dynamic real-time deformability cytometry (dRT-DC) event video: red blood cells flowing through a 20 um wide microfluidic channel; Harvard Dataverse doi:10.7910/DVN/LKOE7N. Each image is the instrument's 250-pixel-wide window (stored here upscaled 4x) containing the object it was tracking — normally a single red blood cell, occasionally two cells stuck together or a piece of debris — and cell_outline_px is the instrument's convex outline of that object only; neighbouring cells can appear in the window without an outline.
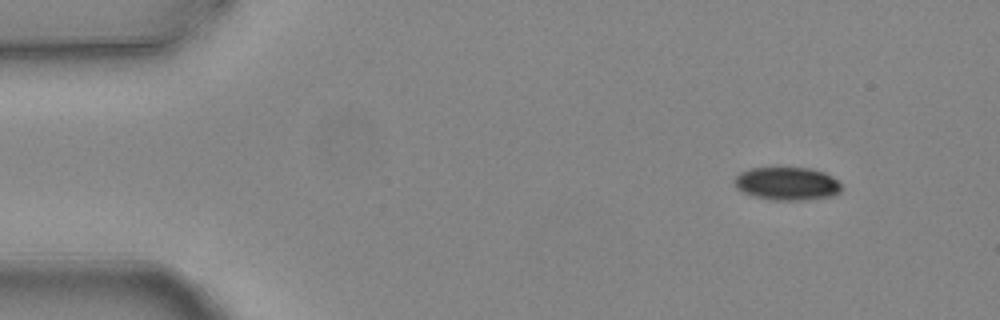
{"species": "common noctule bat (a hibernating species)", "species_latin": "Nyctalus noctula", "temperature_condition": "warm", "stored_images_in_passage": 8, "camera_frame_rate_fps": 3000, "um_per_image_px": 0.085, "animal": {"sex": "female", "body_mass_g": 24.6, "forearm_length_mm": 56.2}, "frame": {"image": 1, "passage_image": 1, "time_ms": 0.0, "image_size_px": [1000, 320], "cell_outline_px": [[840, 192], [832, 196], [800, 200], [776, 200], [756, 196], [744, 192], [736, 188], [732, 180], [740, 172], [752, 168], [808, 168], [824, 172], [832, 176], [840, 184]], "centroid_in_image_um": [66.88, 15.6], "position_along_channel_um": 18.1, "area_um2": 20.4}}
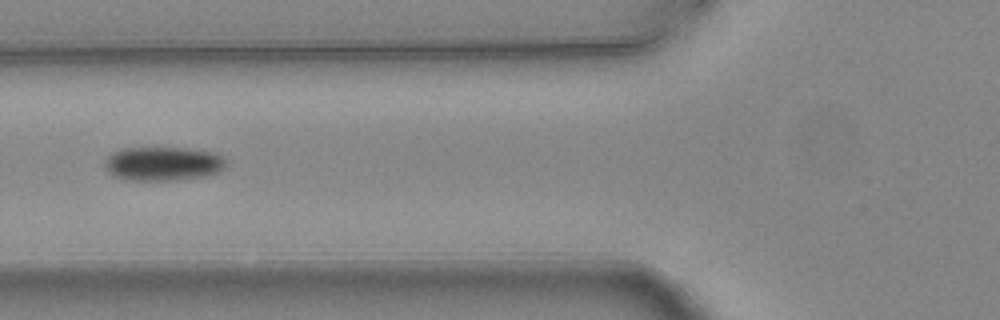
{"frame": {"image": 2, "passage_image": 5, "time_ms": 1.333, "image_size_px": [1000, 320], "cell_outline_px": [[224, 168], [220, 172], [204, 176], [172, 180], [132, 180], [112, 176], [108, 172], [104, 164], [104, 160], [112, 152], [124, 148], [188, 148], [216, 152], [224, 160]], "centroid_in_image_um": [13.83, 13.91], "position_along_channel_um": 112.0, "area_um2": 23.99}}
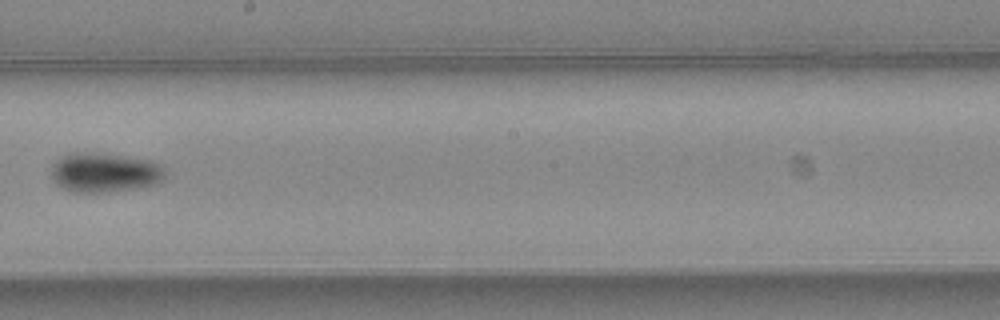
{"frame": {"image": 3, "passage_image": 8, "time_ms": 2.333, "image_size_px": [1000, 320], "cell_outline_px": [[164, 180], [156, 184], [136, 188], [108, 192], [72, 192], [60, 188], [52, 180], [52, 164], [56, 160], [72, 152], [96, 152], [128, 156], [152, 160], [160, 164], [164, 168]], "centroid_in_image_um": [8.89, 14.66], "position_along_channel_um": 239.3, "area_um2": 26.65}}